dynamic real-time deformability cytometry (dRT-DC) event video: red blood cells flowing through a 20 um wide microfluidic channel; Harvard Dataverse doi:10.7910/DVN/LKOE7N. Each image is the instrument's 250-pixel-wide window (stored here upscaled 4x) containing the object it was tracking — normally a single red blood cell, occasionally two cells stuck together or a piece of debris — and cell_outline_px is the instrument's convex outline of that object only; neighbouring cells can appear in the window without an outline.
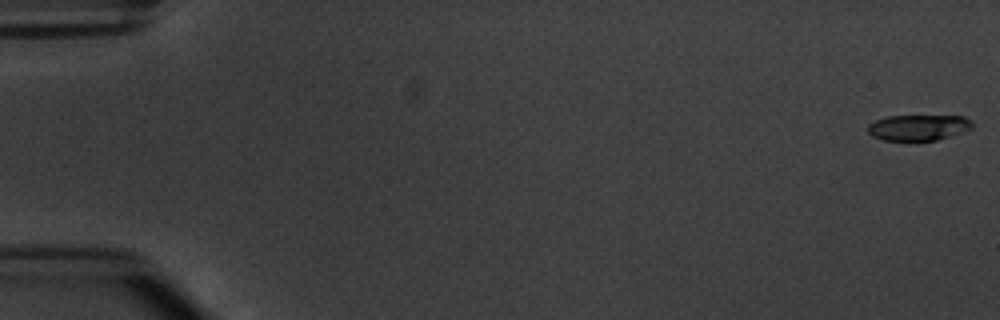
{"species": "common noctule bat (a hibernating species)", "species_latin": "Nyctalus noctula", "temperature_condition": "warm", "stored_images_in_passage": 7, "camera_frame_rate_fps": 3000, "um_per_image_px": 0.085, "animal": {"sex": "male", "body_mass_g": 20.1, "forearm_length_mm": 53.5}, "frame": {"image": 1, "passage_image": 1, "time_ms": 0.0, "image_size_px": [1000, 320], "cell_outline_px": [[972, 128], [936, 140], [884, 140], [872, 136], [868, 132], [868, 124], [876, 120], [888, 116], [964, 116], [972, 120]], "centroid_in_image_um": [78.05, 10.83], "position_along_channel_um": 7.0, "area_um2": 15.49}}